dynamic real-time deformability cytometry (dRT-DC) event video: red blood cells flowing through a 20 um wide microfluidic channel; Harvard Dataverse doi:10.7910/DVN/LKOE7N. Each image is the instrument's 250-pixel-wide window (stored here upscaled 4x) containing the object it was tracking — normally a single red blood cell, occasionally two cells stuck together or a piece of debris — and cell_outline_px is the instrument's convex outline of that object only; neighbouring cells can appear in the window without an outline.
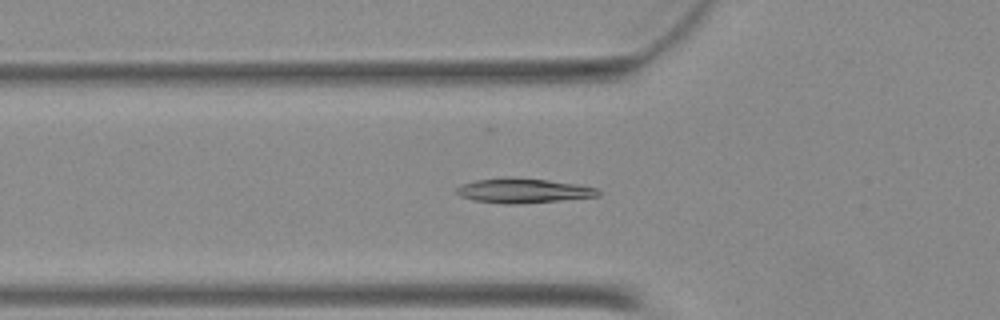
{"species": "Egyptian fruit bat (a non-hibernating species)", "species_latin": "Rousettus aegyptiacus", "temperature_condition": "warm", "stored_images_in_passage": 30, "camera_frame_rate_fps": 3000, "um_per_image_px": 0.085, "animal": {"sex": "female"}, "frame": {"image": 1, "passage_image": 4, "time_ms": 1.0, "image_size_px": [1000, 320], "cell_outline_px": [[600, 196], [560, 200], [516, 204], [504, 204], [472, 200], [460, 196], [456, 192], [456, 188], [464, 184], [476, 180], [508, 176], [548, 180], [576, 184], [600, 188]], "centroid_in_image_um": [44.49, 16.2], "position_along_channel_um": 81.3, "area_um2": 20.4}}
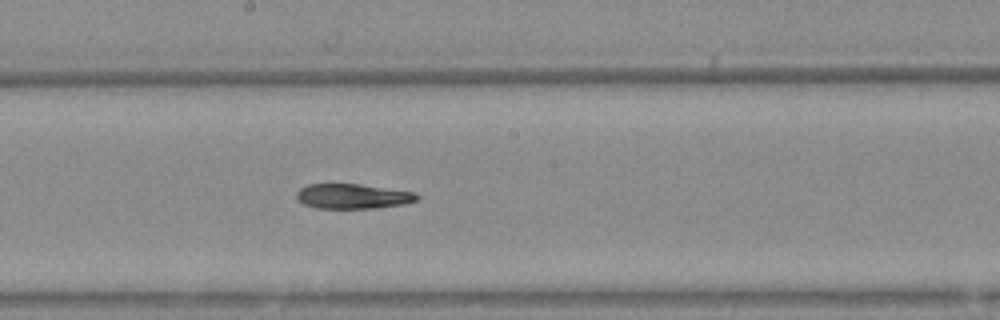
{"frame": {"image": 2, "passage_image": 14, "time_ms": 4.333, "image_size_px": [1000, 320], "cell_outline_px": [[420, 196], [416, 200], [404, 204], [372, 208], [316, 208], [304, 204], [296, 196], [296, 192], [300, 188], [308, 184], [360, 184], [416, 192]], "centroid_in_image_um": [29.99, 16.67], "position_along_channel_um": 218.2, "area_um2": 17.4}}
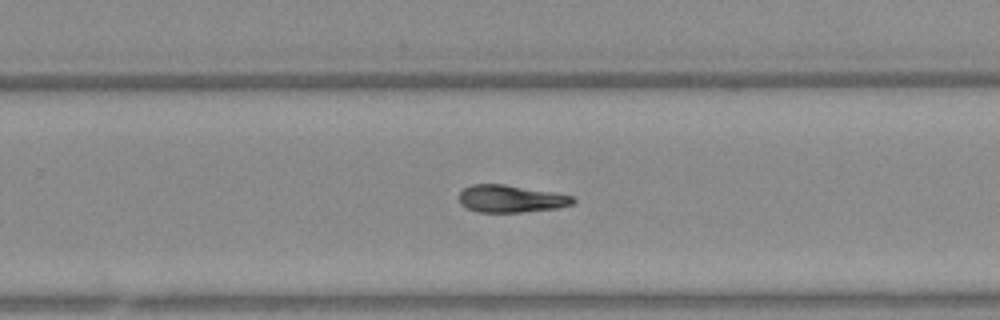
{"frame": {"image": 3, "passage_image": 19, "time_ms": 6.0, "image_size_px": [1000, 320], "cell_outline_px": [[576, 200], [572, 204], [556, 208], [524, 212], [476, 212], [460, 204], [460, 192], [464, 188], [472, 184], [504, 184], [552, 192], [572, 196]], "centroid_in_image_um": [43.4, 16.89], "position_along_channel_um": 286.4, "area_um2": 18.03}}